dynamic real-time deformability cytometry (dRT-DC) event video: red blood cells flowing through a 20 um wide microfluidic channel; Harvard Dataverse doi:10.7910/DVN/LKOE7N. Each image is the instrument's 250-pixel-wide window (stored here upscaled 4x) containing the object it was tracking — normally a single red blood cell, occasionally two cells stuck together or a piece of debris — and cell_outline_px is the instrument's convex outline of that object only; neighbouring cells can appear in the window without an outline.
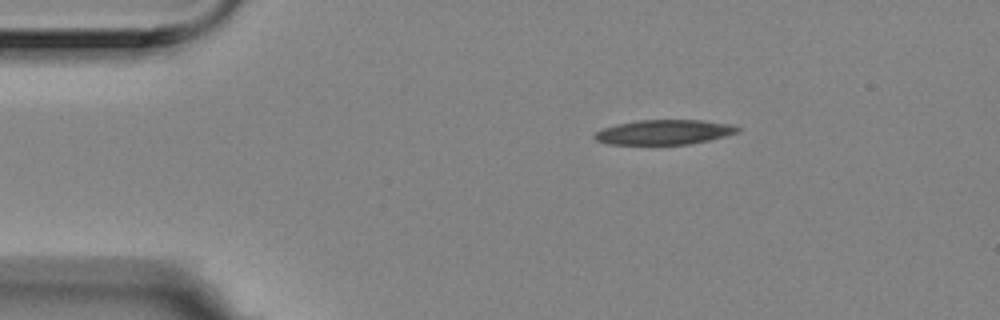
{"species": "Egyptian fruit bat (a non-hibernating species)", "species_latin": "Rousettus aegyptiacus", "temperature_condition": "room temperature", "stored_images_in_passage": 4, "camera_frame_rate_fps": 3000, "um_per_image_px": 0.085, "animal": {"sex": "female"}, "frame": {"image": 1, "passage_image": 1, "time_ms": 0.0, "image_size_px": [1000, 320], "cell_outline_px": [[740, 128], [736, 132], [724, 136], [692, 144], [608, 144], [596, 140], [592, 136], [596, 132], [604, 128], [616, 124], [636, 120], [700, 120], [732, 124]], "centroid_in_image_um": [56.42, 11.23], "position_along_channel_um": 28.6, "area_um2": 20.52}}
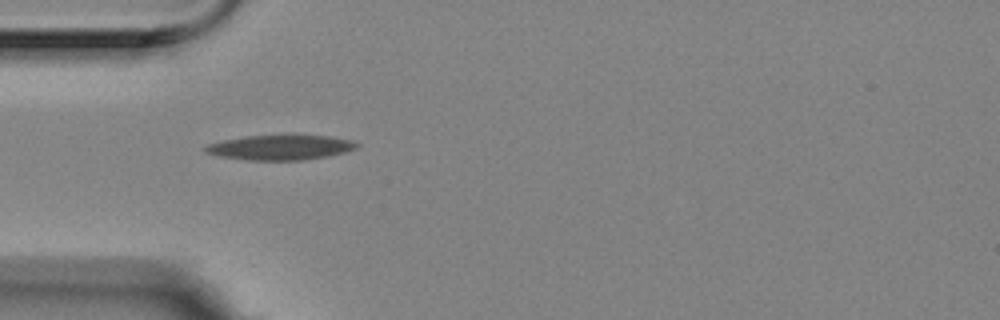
{"frame": {"image": 2, "passage_image": 3, "time_ms": 0.667, "image_size_px": [1000, 320], "cell_outline_px": [[360, 144], [356, 148], [344, 152], [328, 156], [300, 160], [248, 160], [220, 156], [204, 152], [204, 148], [208, 144], [224, 140], [244, 136], [284, 132], [328, 136], [352, 140]], "centroid_in_image_um": [23.85, 12.48], "position_along_channel_um": 61.2, "area_um2": 22.83}}
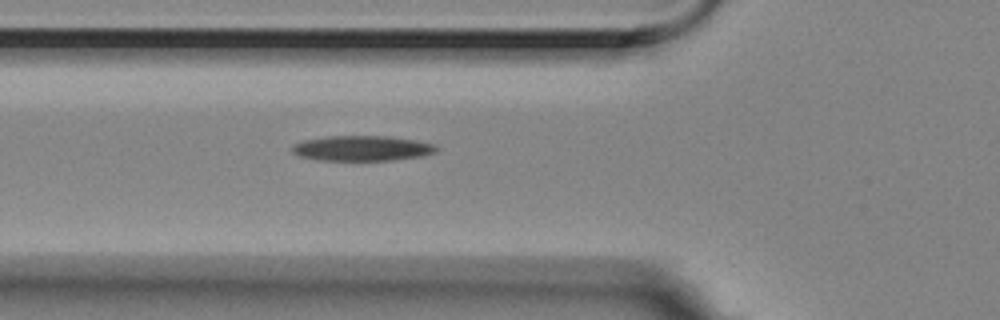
{"frame": {"image": 3, "passage_image": 4, "time_ms": 1.0, "image_size_px": [1000, 320], "cell_outline_px": [[440, 148], [436, 152], [424, 156], [392, 160], [316, 160], [300, 156], [292, 152], [292, 144], [304, 140], [328, 136], [388, 136], [416, 140], [436, 144]], "centroid_in_image_um": [30.82, 12.6], "position_along_channel_um": 95.0, "area_um2": 21.39}}